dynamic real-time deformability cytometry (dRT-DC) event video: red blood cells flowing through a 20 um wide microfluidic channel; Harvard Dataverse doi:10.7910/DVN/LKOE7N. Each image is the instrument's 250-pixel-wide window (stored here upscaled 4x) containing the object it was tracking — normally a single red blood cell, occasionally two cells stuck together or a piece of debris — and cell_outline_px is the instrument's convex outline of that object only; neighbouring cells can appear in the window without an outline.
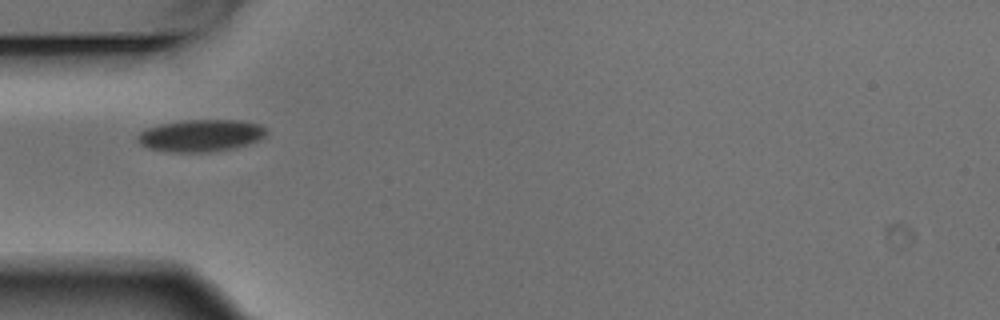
{"species": "Egyptian fruit bat (a non-hibernating species)", "species_latin": "Rousettus aegyptiacus", "temperature_condition": "warm", "stored_images_in_passage": 1, "camera_frame_rate_fps": 3000, "um_per_image_px": 0.085, "animal": {"sex": "male"}, "frame": {"image": 1, "passage_image": 1, "time_ms": 0.0, "image_size_px": [1000, 320], "cell_outline_px": [[268, 132], [260, 140], [248, 144], [232, 148], [208, 152], [168, 152], [148, 148], [140, 144], [136, 140], [136, 136], [140, 132], [148, 128], [160, 124], [184, 120], [240, 120], [260, 124], [268, 128]], "centroid_in_image_um": [17.08, 11.52], "position_along_channel_um": 67.9, "area_um2": 24.28}}